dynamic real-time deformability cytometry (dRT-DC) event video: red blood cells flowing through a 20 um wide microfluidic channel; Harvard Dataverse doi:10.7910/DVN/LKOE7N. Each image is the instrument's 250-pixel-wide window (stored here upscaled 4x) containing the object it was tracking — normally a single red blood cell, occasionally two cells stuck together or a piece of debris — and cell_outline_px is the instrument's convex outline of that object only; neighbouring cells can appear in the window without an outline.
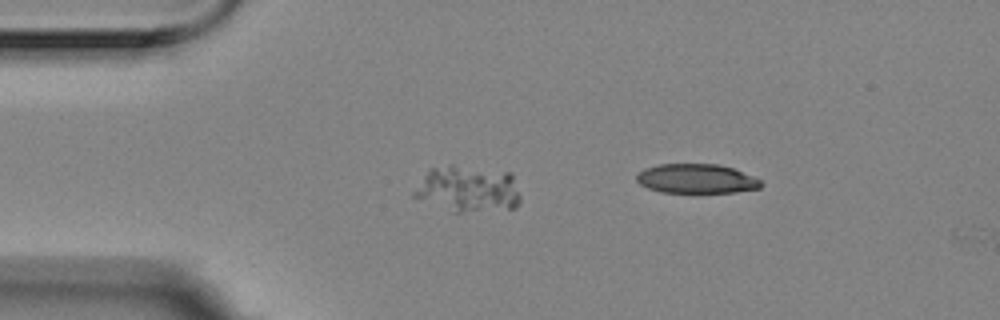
{"species": "Egyptian fruit bat (a non-hibernating species)", "species_latin": "Rousettus aegyptiacus", "temperature_condition": "room temperature", "stored_images_in_passage": 4, "segment_of_instrument_passage": [2, 2], "camera_frame_rate_fps": 3000, "um_per_image_px": 0.085, "animal": {"sex": "female"}, "frame": {"image": 1, "passage_image": 4, "time_ms": 1.0, "image_size_px": [1000, 320], "cell_outline_px": [[764, 184], [760, 188], [736, 192], [696, 196], [692, 196], [660, 192], [648, 188], [640, 184], [636, 180], [636, 176], [644, 168], [660, 164], [720, 164], [732, 168], [760, 180]], "centroid_in_image_um": [59.18, 15.25], "position_along_channel_um": 25.8, "area_um2": 22.31}}